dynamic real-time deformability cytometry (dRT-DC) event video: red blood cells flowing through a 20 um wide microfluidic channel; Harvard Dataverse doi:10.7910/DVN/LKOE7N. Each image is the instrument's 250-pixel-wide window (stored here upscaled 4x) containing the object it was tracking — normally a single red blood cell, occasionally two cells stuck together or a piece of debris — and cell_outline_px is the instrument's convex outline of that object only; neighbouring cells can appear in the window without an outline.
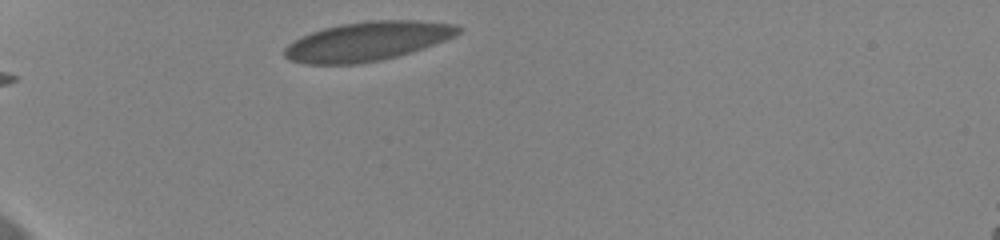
{"species": "human", "species_latin": "Homo sapiens", "temperature_condition": "cold", "stored_images_in_passage": 27, "camera_frame_rate_fps": 3000, "um_per_image_px": 0.085, "donor": {"sex": "female"}, "frame": {"image": 1, "passage_image": 1, "time_ms": 0.0, "image_size_px": [1000, 240], "cell_outline_px": [[460, 32], [456, 36], [424, 48], [396, 56], [380, 60], [356, 64], [304, 64], [288, 60], [284, 56], [284, 48], [288, 44], [300, 36], [324, 28], [340, 24], [372, 20], [420, 20], [456, 24], [460, 28]], "centroid_in_image_um": [31.22, 3.5], "position_along_channel_um": 53.8, "area_um2": 39.71}, "authors_computed_cell_mechanics": {"area_um2": 34.391, "velocity_mm_per_s": 3.6103, "shape_relaxation_time_tau1_ms": 6.598, "shape_relaxation_time_tau2_ms": 0.673, "deformation_change_tau1": 0.1719, "deformation_change_tau2": 0.0514}}